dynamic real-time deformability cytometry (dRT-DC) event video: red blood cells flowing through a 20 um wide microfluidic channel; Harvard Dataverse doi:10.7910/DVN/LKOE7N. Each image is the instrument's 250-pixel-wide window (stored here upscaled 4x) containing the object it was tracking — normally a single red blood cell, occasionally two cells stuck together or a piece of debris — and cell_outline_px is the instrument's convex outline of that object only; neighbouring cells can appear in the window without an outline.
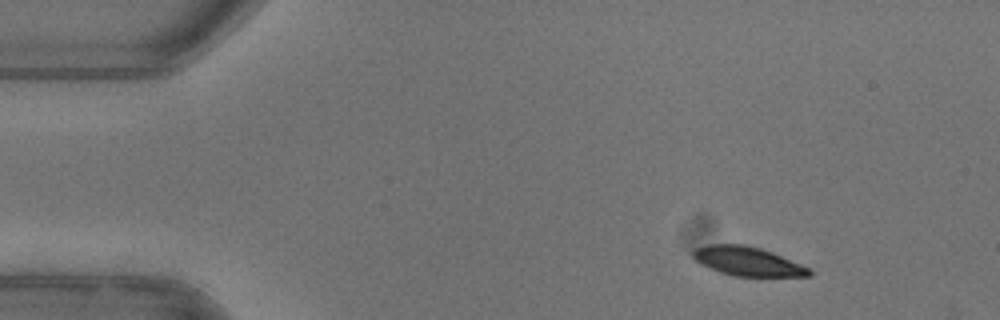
{"species": "common noctule bat (a hibernating species)", "species_latin": "Nyctalus noctula", "temperature_condition": "warm", "stored_images_in_passage": 47, "camera_frame_rate_fps": 3000, "um_per_image_px": 0.085, "animal": {"sex": "female"}, "frame": {"image": 1, "passage_image": 1, "time_ms": 0.0, "image_size_px": [1000, 320], "cell_outline_px": [[812, 276], [732, 276], [708, 268], [700, 264], [692, 256], [692, 248], [708, 244], [744, 244], [760, 248], [772, 252], [800, 264], [808, 268], [812, 272]], "centroid_in_image_um": [63.48, 22.2], "position_along_channel_um": 21.5, "area_um2": 19.71}}
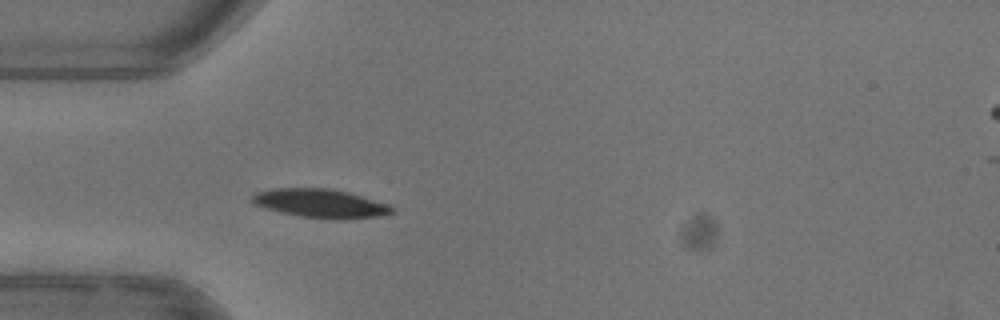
{"frame": {"image": 2, "passage_image": 10, "time_ms": 3.0, "image_size_px": [1000, 320], "cell_outline_px": [[396, 212], [380, 216], [344, 220], [300, 216], [280, 212], [256, 204], [252, 200], [252, 196], [256, 192], [272, 188], [328, 188], [348, 192], [388, 204]], "centroid_in_image_um": [27.28, 17.29], "position_along_channel_um": 57.7, "area_um2": 23.24}}
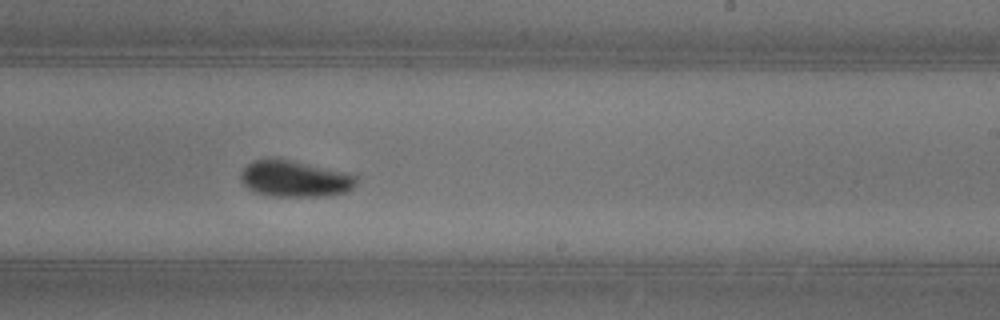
{"frame": {"image": 3, "passage_image": 26, "time_ms": 8.333, "image_size_px": [1000, 320], "cell_outline_px": [[356, 184], [348, 192], [324, 196], [276, 196], [260, 192], [248, 188], [240, 180], [240, 172], [252, 160], [292, 160], [348, 172], [356, 176]], "centroid_in_image_um": [25.11, 15.19], "position_along_channel_um": 263.9, "area_um2": 24.16}, "authors_computed_cell_mechanics": {"area_um2": 22.7154, "velocity_mm_per_s": 3.9331, "shape_relaxation_time_tau1_ms": 2.1659, "shape_relaxation_time_tau2_ms": null, "deformation_change_tau1": 0.1237, "deformation_change_tau2": null}}